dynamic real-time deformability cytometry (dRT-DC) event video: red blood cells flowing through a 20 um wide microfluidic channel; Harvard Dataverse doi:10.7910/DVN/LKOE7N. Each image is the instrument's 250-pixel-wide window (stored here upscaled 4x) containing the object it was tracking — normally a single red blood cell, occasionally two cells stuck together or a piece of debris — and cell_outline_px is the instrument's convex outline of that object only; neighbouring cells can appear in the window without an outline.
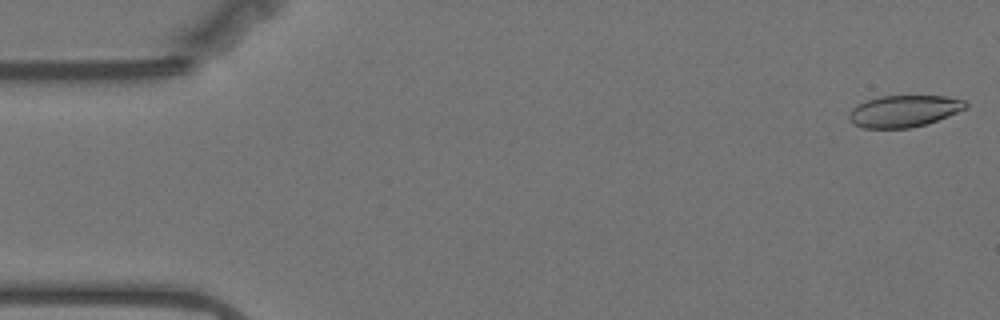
{"species": "Egyptian fruit bat (a non-hibernating species)", "species_latin": "Rousettus aegyptiacus", "temperature_condition": "warm", "stored_images_in_passage": 57, "camera_frame_rate_fps": 3000, "um_per_image_px": 0.085, "animal": {"sex": "female"}, "frame": {"image": 1, "passage_image": 1, "time_ms": 0.0, "image_size_px": [1000, 320], "cell_outline_px": [[968, 108], [948, 116], [924, 124], [908, 128], [864, 128], [852, 124], [848, 120], [848, 112], [856, 104], [880, 96], [944, 96], [964, 100], [968, 104]], "centroid_in_image_um": [76.8, 9.44], "position_along_channel_um": 8.2, "area_um2": 21.62}}
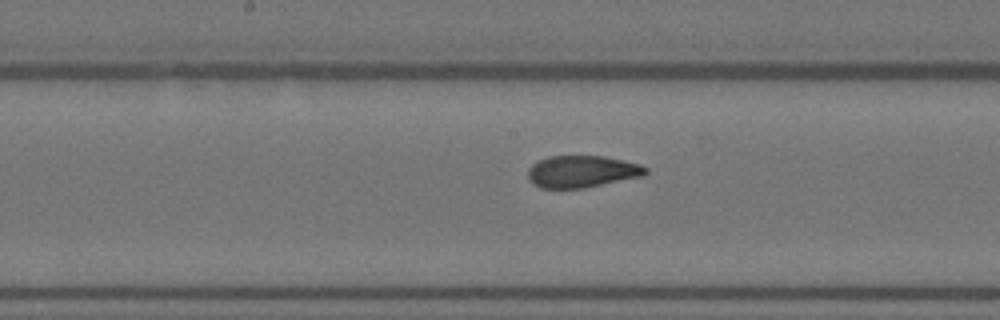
{"frame": {"image": 2, "passage_image": 28, "time_ms": 9.0, "image_size_px": [1000, 320], "cell_outline_px": [[648, 172], [644, 176], [584, 188], [540, 188], [528, 176], [528, 168], [532, 164], [548, 156], [604, 156], [640, 164], [648, 168]], "centroid_in_image_um": [49.51, 14.58], "position_along_channel_um": 198.7, "area_um2": 21.85}}
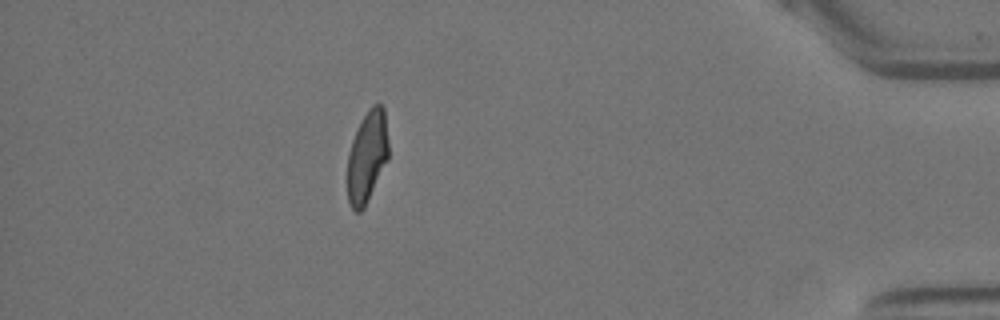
{"frame": {"image": 3, "passage_image": 50, "time_ms": 16.333, "image_size_px": [1000, 320], "cell_outline_px": [[388, 160], [364, 208], [360, 212], [356, 212], [352, 208], [348, 200], [348, 152], [352, 140], [368, 108], [372, 104], [380, 104], [384, 108], [388, 140]], "centroid_in_image_um": [31.22, 13.32], "position_along_channel_um": 404.0, "area_um2": 21.79}, "authors_computed_cell_mechanics": {"area_um2": 22.7732, "velocity_mm_per_s": 3.514, "shape_relaxation_time_tau1_ms": null, "shape_relaxation_time_tau2_ms": 1.1657, "deformation_change_tau1": null, "deformation_change_tau2": 0.0727}}